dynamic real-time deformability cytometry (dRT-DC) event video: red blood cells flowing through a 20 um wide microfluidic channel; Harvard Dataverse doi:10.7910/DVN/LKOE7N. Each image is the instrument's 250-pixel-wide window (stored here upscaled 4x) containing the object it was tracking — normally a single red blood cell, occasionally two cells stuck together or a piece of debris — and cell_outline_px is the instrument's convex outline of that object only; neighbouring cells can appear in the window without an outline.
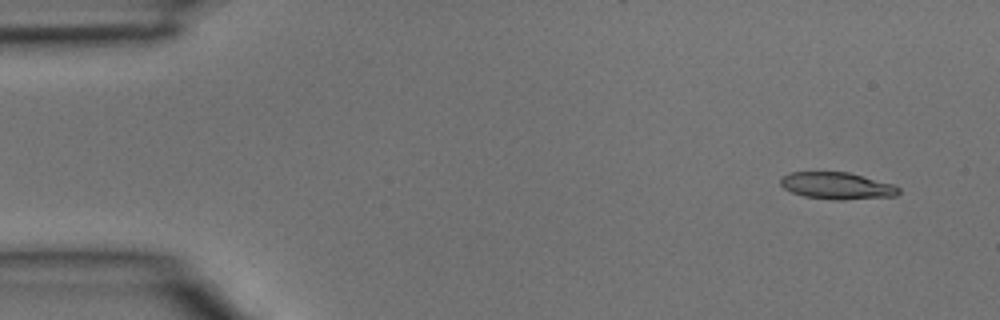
{"species": "common noctule bat (a hibernating species)", "species_latin": "Nyctalus noctula", "temperature_condition": "room temperature", "stored_images_in_passage": 4, "camera_frame_rate_fps": 3000, "um_per_image_px": 0.085, "animal": {"sex": "male", "body_mass_g": 15.6}, "frame": {"image": 1, "passage_image": 1, "time_ms": 0.0, "image_size_px": [1000, 320], "cell_outline_px": [[900, 192], [896, 196], [844, 200], [836, 200], [804, 196], [792, 192], [784, 188], [780, 184], [780, 180], [784, 176], [792, 172], [848, 172], [892, 184], [900, 188]], "centroid_in_image_um": [71.16, 15.8], "position_along_channel_um": 13.8, "area_um2": 18.38}}